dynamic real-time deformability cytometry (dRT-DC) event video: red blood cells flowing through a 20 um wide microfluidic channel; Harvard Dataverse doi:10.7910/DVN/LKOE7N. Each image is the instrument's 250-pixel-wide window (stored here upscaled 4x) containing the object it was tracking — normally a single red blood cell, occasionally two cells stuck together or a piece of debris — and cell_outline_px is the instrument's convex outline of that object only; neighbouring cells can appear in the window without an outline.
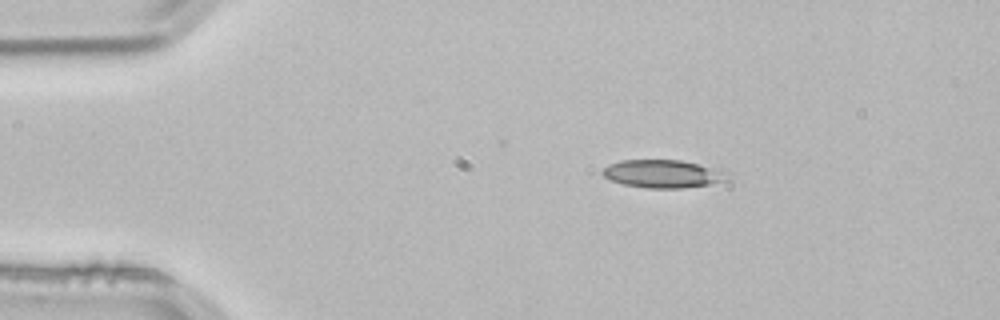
{"species": "common noctule bat (a hibernating species)", "species_latin": "Nyctalus noctula", "temperature_condition": "room temperature", "stored_images_in_passage": 35, "camera_frame_rate_fps": 3000, "um_per_image_px": 0.085, "animal": {"sex": "male", "body_mass_g": 21.5, "forearm_length_mm": 52.0}, "frame": {"image": 1, "passage_image": 1, "time_ms": 0.0, "image_size_px": [1000, 320], "cell_outline_px": [[732, 176], [724, 180], [708, 184], [680, 188], [648, 188], [624, 184], [612, 180], [604, 176], [600, 172], [608, 164], [620, 160], [680, 160], [728, 172]], "centroid_in_image_um": [56.31, 14.77], "position_along_channel_um": 28.7, "area_um2": 20.06}}
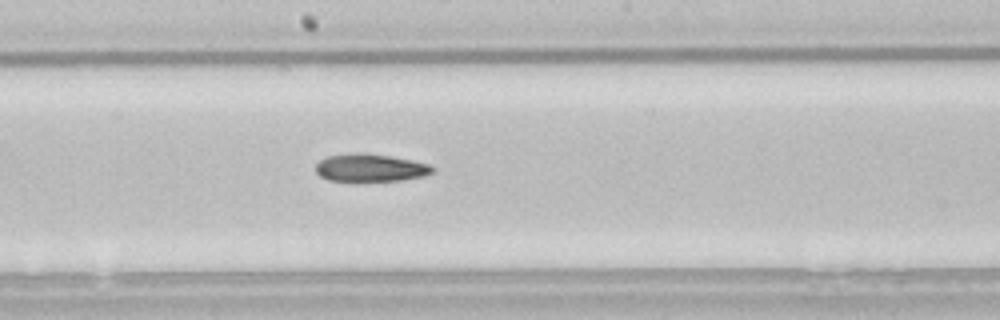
{"frame": {"image": 2, "passage_image": 20, "time_ms": 6.333, "image_size_px": [1000, 320], "cell_outline_px": [[436, 168], [432, 172], [424, 176], [400, 180], [356, 184], [328, 180], [320, 176], [316, 172], [316, 164], [320, 160], [328, 156], [356, 152], [364, 152], [412, 160], [428, 164]], "centroid_in_image_um": [31.43, 14.3], "position_along_channel_um": 216.8, "area_um2": 19.65}}
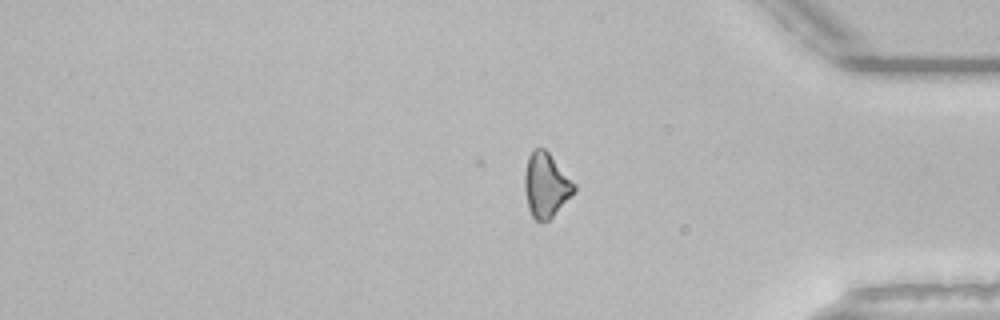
{"frame": {"image": 3, "passage_image": 35, "time_ms": 11.333, "image_size_px": [1000, 320], "cell_outline_px": [[576, 192], [548, 220], [536, 220], [532, 216], [528, 208], [524, 188], [524, 172], [528, 156], [536, 148], [544, 148], [548, 152], [576, 184]], "centroid_in_image_um": [46.41, 15.73], "position_along_channel_um": 388.8, "area_um2": 18.5}}